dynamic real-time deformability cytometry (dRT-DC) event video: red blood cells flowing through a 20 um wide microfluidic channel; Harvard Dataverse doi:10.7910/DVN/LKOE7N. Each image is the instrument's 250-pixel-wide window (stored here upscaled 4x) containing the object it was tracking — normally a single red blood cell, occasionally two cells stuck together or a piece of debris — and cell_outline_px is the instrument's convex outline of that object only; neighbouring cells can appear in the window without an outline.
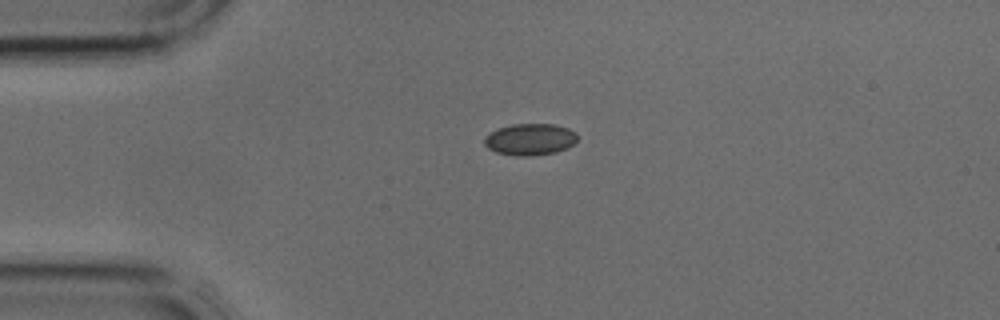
{"species": "common noctule bat (a hibernating species)", "species_latin": "Nyctalus noctula", "temperature_condition": "cold", "stored_images_in_passage": 1, "camera_frame_rate_fps": 3000, "um_per_image_px": 0.085, "animal": {"sex": "male", "body_mass_g": 17.9, "forearm_length_mm": 54.2}, "frame": {"image": 1, "passage_image": 1, "time_ms": 0.0, "image_size_px": [1000, 320], "cell_outline_px": [[576, 140], [568, 148], [556, 152], [532, 156], [516, 156], [496, 152], [488, 148], [484, 144], [484, 136], [496, 128], [512, 124], [556, 124], [568, 128], [576, 132]], "centroid_in_image_um": [45.03, 11.84], "position_along_channel_um": 40.0, "area_um2": 17.34}}